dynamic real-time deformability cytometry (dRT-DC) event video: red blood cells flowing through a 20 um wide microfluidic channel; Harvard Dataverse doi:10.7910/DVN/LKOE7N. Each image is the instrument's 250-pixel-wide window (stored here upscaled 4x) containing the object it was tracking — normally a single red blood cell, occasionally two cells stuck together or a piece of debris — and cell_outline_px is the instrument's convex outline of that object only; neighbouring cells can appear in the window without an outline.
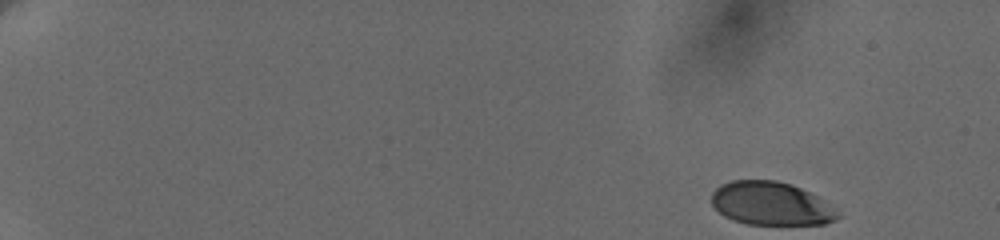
{"species": "human", "species_latin": "Homo sapiens", "temperature_condition": "cold", "stored_images_in_passage": 7, "camera_frame_rate_fps": 3000, "um_per_image_px": 0.085, "donor": {"sex": "female"}, "frame": {"image": 1, "passage_image": 1, "time_ms": 0.0, "image_size_px": [1000, 240], "cell_outline_px": [[840, 216], [836, 220], [824, 224], [748, 224], [732, 220], [724, 216], [712, 204], [712, 192], [720, 184], [732, 180], [776, 180], [792, 184], [816, 196]], "centroid_in_image_um": [65.47, 17.3], "position_along_channel_um": 19.5, "area_um2": 31.44}}
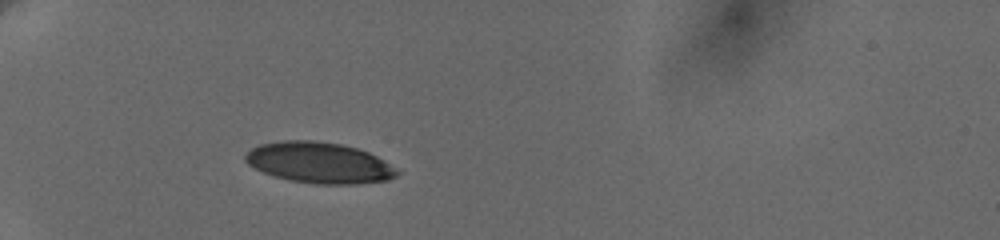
{"frame": {"image": 2, "passage_image": 5, "time_ms": 5.0, "image_size_px": [1000, 240], "cell_outline_px": [[400, 172], [396, 176], [388, 180], [356, 184], [316, 184], [288, 180], [264, 172], [248, 164], [244, 160], [244, 156], [252, 148], [260, 144], [284, 140], [312, 140], [340, 144], [356, 148], [368, 152], [376, 156], [396, 168]], "centroid_in_image_um": [27.13, 13.83], "position_along_channel_um": 57.9, "area_um2": 36.01}}
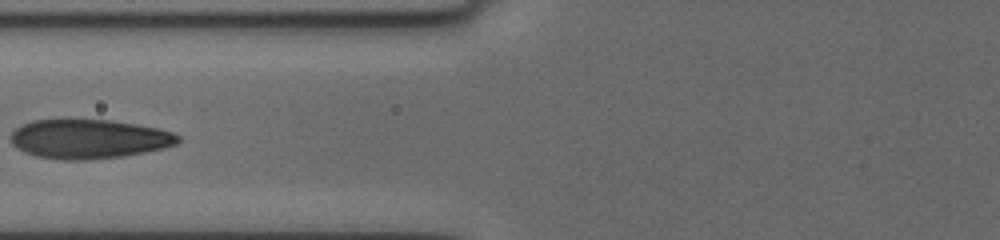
{"frame": {"image": 3, "passage_image": 7, "time_ms": 7.333, "image_size_px": [1000, 240], "cell_outline_px": [[180, 140], [176, 144], [164, 148], [124, 156], [84, 160], [64, 160], [36, 156], [24, 152], [16, 148], [12, 144], [12, 132], [20, 124], [32, 120], [108, 120], [136, 124], [160, 128], [172, 132], [180, 136]], "centroid_in_image_um": [7.56, 11.81], "position_along_channel_um": 118.2, "area_um2": 38.26}}